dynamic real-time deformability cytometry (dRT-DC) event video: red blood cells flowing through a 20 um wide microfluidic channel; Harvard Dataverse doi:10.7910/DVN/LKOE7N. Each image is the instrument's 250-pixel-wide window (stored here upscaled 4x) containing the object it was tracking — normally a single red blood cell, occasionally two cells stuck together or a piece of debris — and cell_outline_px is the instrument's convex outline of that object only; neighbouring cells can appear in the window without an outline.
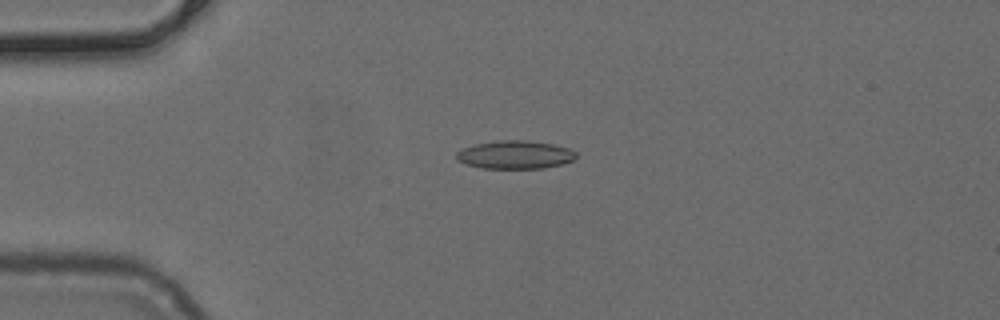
{"species": "common noctule bat (a hibernating species)", "species_latin": "Nyctalus noctula", "temperature_condition": "cold", "stored_images_in_passage": 50, "camera_frame_rate_fps": 3000, "um_per_image_px": 0.085, "animal": {"sex": "female", "body_mass_g": 24.6, "forearm_length_mm": 56.2}, "frame": {"image": 1, "passage_image": 12, "time_ms": 3.667, "image_size_px": [1000, 320], "cell_outline_px": [[576, 156], [572, 160], [560, 164], [544, 168], [480, 168], [464, 164], [456, 160], [456, 152], [464, 148], [476, 144], [500, 140], [528, 140], [552, 144], [568, 148], [576, 152]], "centroid_in_image_um": [43.74, 13.15], "position_along_channel_um": 41.3, "area_um2": 19.59}}
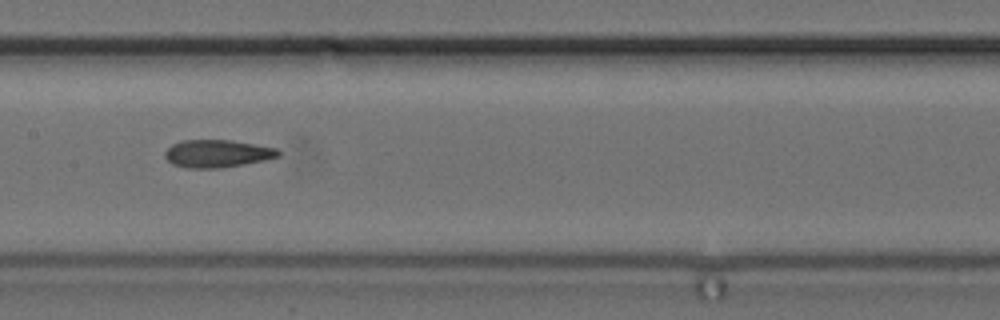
{"frame": {"image": 2, "passage_image": 25, "time_ms": 8.0, "image_size_px": [1000, 320], "cell_outline_px": [[280, 156], [264, 160], [244, 164], [220, 168], [188, 168], [172, 164], [164, 156], [164, 152], [172, 144], [180, 140], [232, 140], [276, 148], [280, 152]], "centroid_in_image_um": [18.44, 13.05], "position_along_channel_um": 189.0, "area_um2": 18.26}}
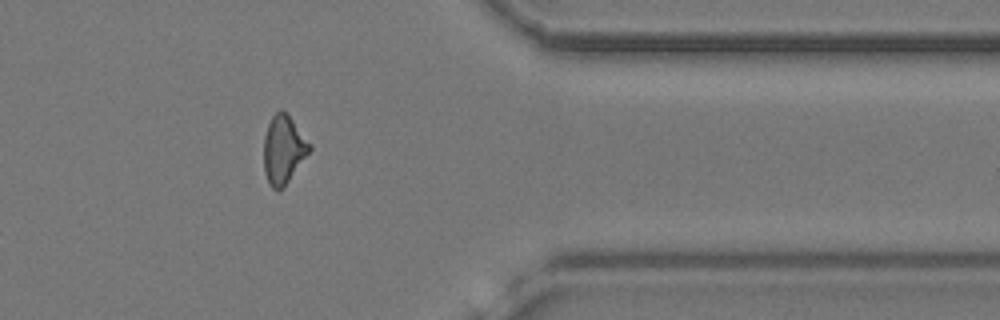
{"frame": {"image": 3, "passage_image": 41, "time_ms": 13.333, "image_size_px": [1000, 320], "cell_outline_px": [[312, 148], [284, 188], [272, 188], [268, 184], [264, 172], [264, 136], [268, 124], [272, 116], [280, 108], [292, 120], [312, 144]], "centroid_in_image_um": [24.09, 12.72], "position_along_channel_um": 387.3, "area_um2": 18.15}}